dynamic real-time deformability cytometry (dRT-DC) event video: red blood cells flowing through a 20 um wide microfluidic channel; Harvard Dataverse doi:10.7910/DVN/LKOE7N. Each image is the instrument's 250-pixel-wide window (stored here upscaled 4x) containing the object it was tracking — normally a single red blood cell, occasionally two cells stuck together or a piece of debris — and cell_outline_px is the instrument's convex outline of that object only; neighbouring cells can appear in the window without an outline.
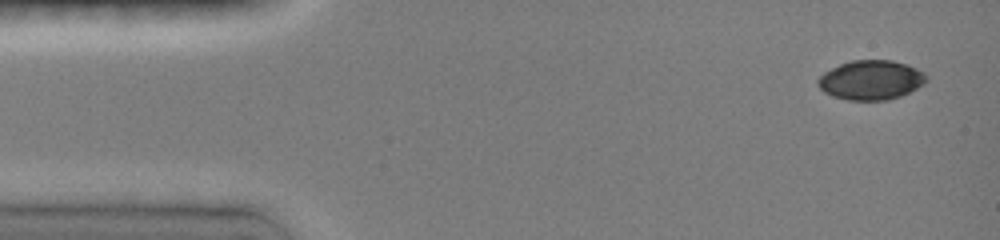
{"species": "common noctule bat (a hibernating species)", "species_latin": "Nyctalus noctula", "temperature_condition": "room temperature", "stored_images_in_passage": 22, "camera_frame_rate_fps": 3000, "um_per_image_px": 0.085, "animal": {"sex": "female", "body_mass_g": 19.0, "forearm_length_mm": 51.5}, "frame": {"image": 1, "passage_image": 1, "time_ms": 0.0, "image_size_px": [1000, 240], "cell_outline_px": [[928, 80], [924, 84], [900, 96], [888, 100], [848, 100], [832, 96], [824, 92], [816, 84], [816, 80], [824, 72], [840, 64], [852, 60], [892, 60], [916, 68], [924, 72], [928, 76]], "centroid_in_image_um": [74.02, 6.8], "position_along_channel_um": 11.0, "area_um2": 24.97}}
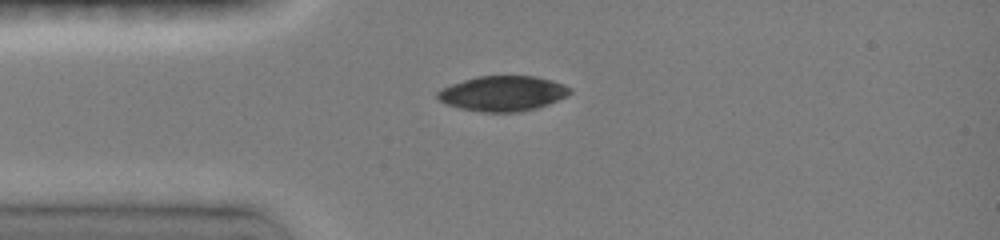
{"frame": {"image": 2, "passage_image": 8, "time_ms": 3.0, "image_size_px": [1000, 240], "cell_outline_px": [[572, 92], [548, 104], [536, 108], [520, 112], [484, 112], [460, 108], [448, 104], [440, 100], [436, 96], [436, 92], [452, 84], [476, 76], [536, 76], [552, 80], [564, 84], [572, 88]], "centroid_in_image_um": [42.76, 7.94], "position_along_channel_um": 42.2, "area_um2": 26.93}}
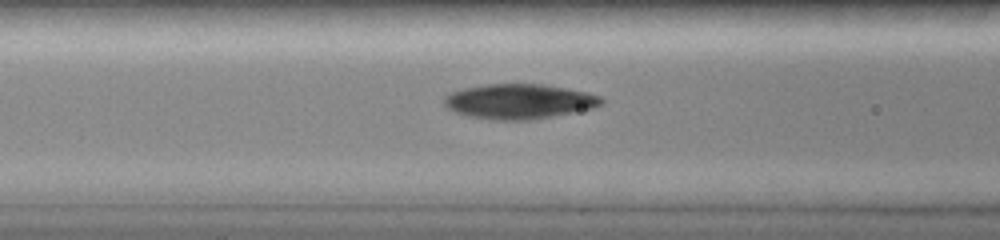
{"frame": {"image": 3, "passage_image": 16, "time_ms": 5.333, "image_size_px": [1000, 240], "cell_outline_px": [[604, 104], [592, 108], [532, 120], [492, 120], [468, 116], [456, 112], [448, 108], [444, 104], [444, 96], [448, 92], [464, 88], [488, 84], [544, 84], [588, 92], [600, 96], [604, 100]], "centroid_in_image_um": [44.12, 8.62], "position_along_channel_um": 122.5, "area_um2": 32.08}}